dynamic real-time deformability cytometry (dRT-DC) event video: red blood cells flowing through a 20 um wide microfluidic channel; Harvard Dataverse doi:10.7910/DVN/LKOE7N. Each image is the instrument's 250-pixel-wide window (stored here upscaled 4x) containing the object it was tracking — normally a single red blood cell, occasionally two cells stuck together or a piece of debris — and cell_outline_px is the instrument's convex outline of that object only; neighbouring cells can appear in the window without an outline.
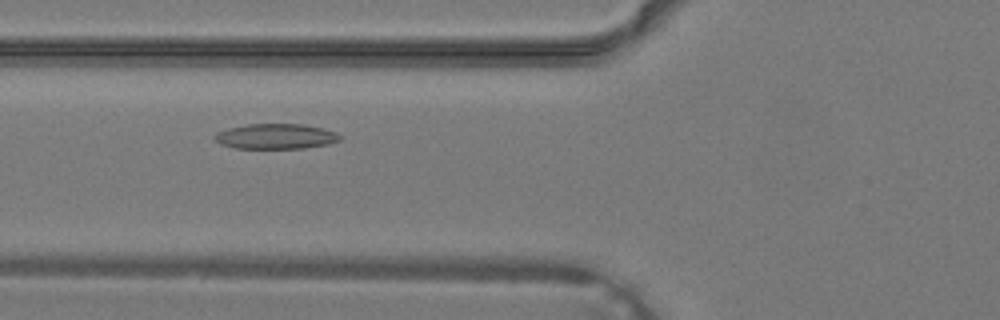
{"species": "common noctule bat (a hibernating species)", "species_latin": "Nyctalus noctula", "temperature_condition": "warm", "stored_images_in_passage": 29, "camera_frame_rate_fps": 3000, "um_per_image_px": 0.085, "animal": {"sex": "male", "body_mass_g": 19.2, "forearm_length_mm": 51.8}, "frame": {"image": 1, "passage_image": 5, "time_ms": 1.333, "image_size_px": [1000, 320], "cell_outline_px": [[340, 140], [328, 144], [304, 148], [236, 148], [220, 144], [216, 140], [216, 132], [228, 128], [248, 124], [300, 124], [324, 128], [336, 132], [340, 136]], "centroid_in_image_um": [23.46, 11.59], "position_along_channel_um": 102.3, "area_um2": 18.26}}
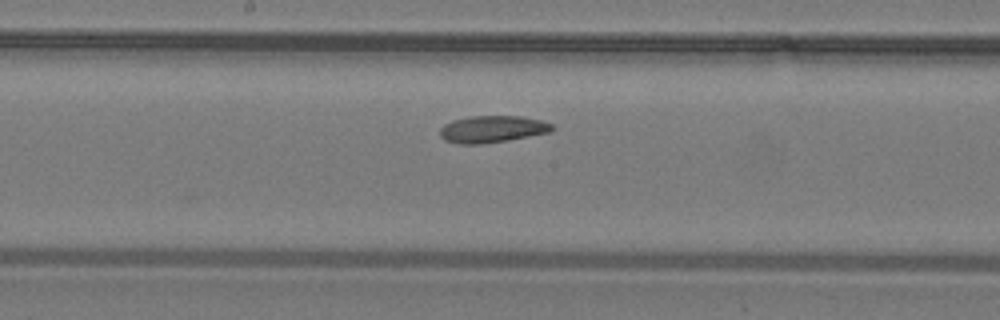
{"frame": {"image": 2, "passage_image": 11, "time_ms": 3.333, "image_size_px": [1000, 320], "cell_outline_px": [[556, 128], [552, 132], [508, 140], [480, 144], [456, 144], [444, 140], [440, 136], [440, 128], [444, 124], [452, 120], [468, 116], [520, 116], [540, 120], [552, 124]], "centroid_in_image_um": [41.83, 10.98], "position_along_channel_um": 206.4, "area_um2": 17.8}}
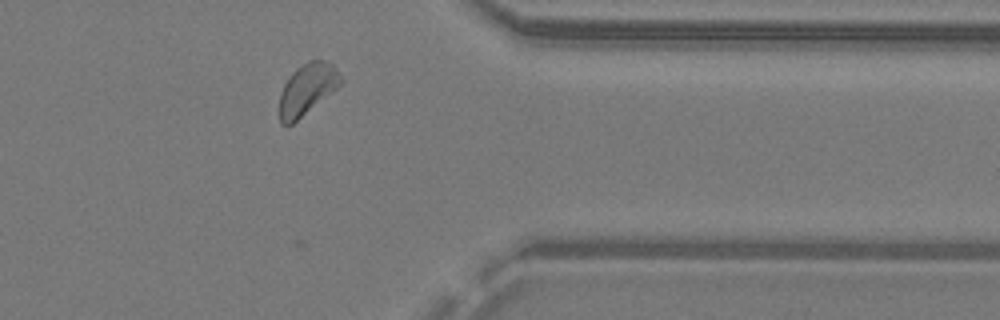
{"frame": {"image": 3, "passage_image": 22, "time_ms": 7.0, "image_size_px": [1000, 320], "cell_outline_px": [[344, 80], [336, 88], [292, 124], [280, 124], [280, 92], [284, 84], [292, 72], [296, 68], [308, 60], [324, 60], [332, 64], [336, 68]], "centroid_in_image_um": [26.1, 7.55], "position_along_channel_um": 385.3, "area_um2": 17.98}}